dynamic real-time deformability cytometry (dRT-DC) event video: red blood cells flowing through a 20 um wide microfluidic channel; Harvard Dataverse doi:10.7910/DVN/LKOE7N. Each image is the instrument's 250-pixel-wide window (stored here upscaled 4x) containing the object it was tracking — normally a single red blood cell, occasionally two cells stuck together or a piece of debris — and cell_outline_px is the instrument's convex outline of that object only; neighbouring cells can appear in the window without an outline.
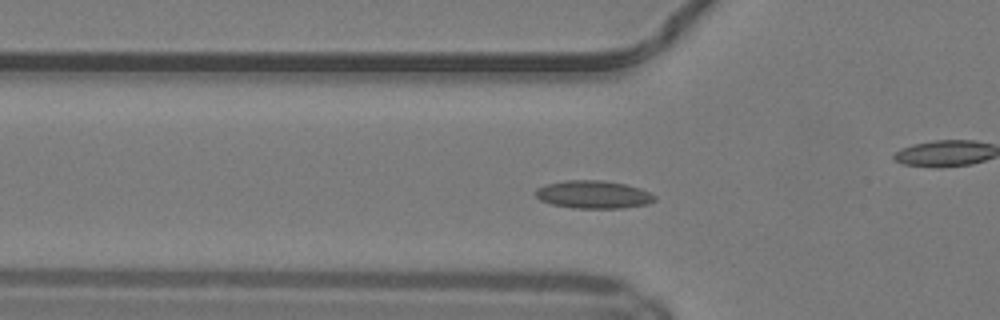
{"species": "common noctule bat (a hibernating species)", "species_latin": "Nyctalus noctula", "temperature_condition": "warm", "stored_images_in_passage": 48, "camera_frame_rate_fps": 3000, "um_per_image_px": 0.085, "animal": {"sex": "male", "body_mass_g": 19.2, "forearm_length_mm": 51.8}, "frame": {"image": 1, "passage_image": 14, "time_ms": 4.333, "image_size_px": [1000, 320], "cell_outline_px": [[656, 200], [648, 204], [620, 208], [572, 208], [552, 204], [540, 200], [536, 196], [536, 188], [548, 184], [568, 180], [600, 180], [624, 184], [640, 188], [656, 196]], "centroid_in_image_um": [50.45, 16.54], "position_along_channel_um": 75.4, "area_um2": 19.19}}
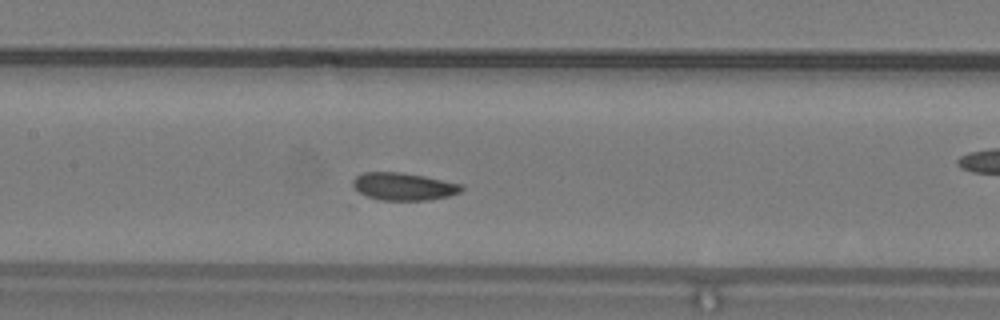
{"frame": {"image": 2, "passage_image": 21, "time_ms": 6.667, "image_size_px": [1000, 320], "cell_outline_px": [[464, 188], [460, 192], [448, 196], [428, 200], [380, 200], [356, 196], [352, 184], [352, 180], [356, 176], [364, 172], [404, 172], [464, 184]], "centroid_in_image_um": [34.22, 15.86], "position_along_channel_um": 173.2, "area_um2": 18.03}}
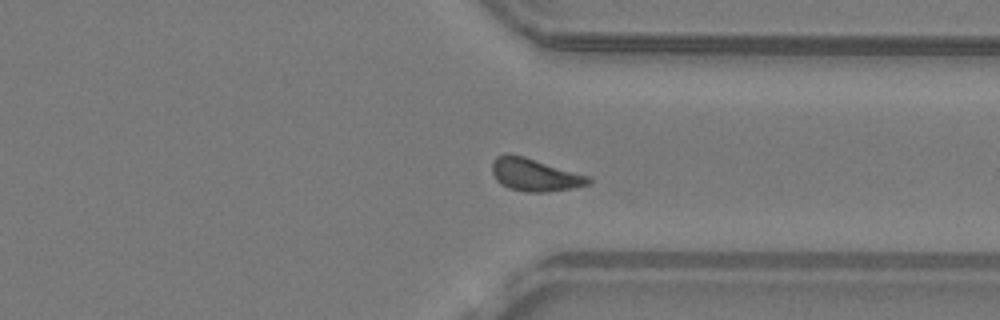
{"frame": {"image": 3, "passage_image": 35, "time_ms": 11.333, "image_size_px": [1000, 320], "cell_outline_px": [[592, 180], [588, 184], [572, 188], [544, 192], [524, 192], [508, 188], [500, 184], [496, 180], [492, 172], [492, 160], [496, 156], [508, 152], [524, 156], [588, 176]], "centroid_in_image_um": [45.38, 14.84], "position_along_channel_um": 366.0, "area_um2": 18.38}}